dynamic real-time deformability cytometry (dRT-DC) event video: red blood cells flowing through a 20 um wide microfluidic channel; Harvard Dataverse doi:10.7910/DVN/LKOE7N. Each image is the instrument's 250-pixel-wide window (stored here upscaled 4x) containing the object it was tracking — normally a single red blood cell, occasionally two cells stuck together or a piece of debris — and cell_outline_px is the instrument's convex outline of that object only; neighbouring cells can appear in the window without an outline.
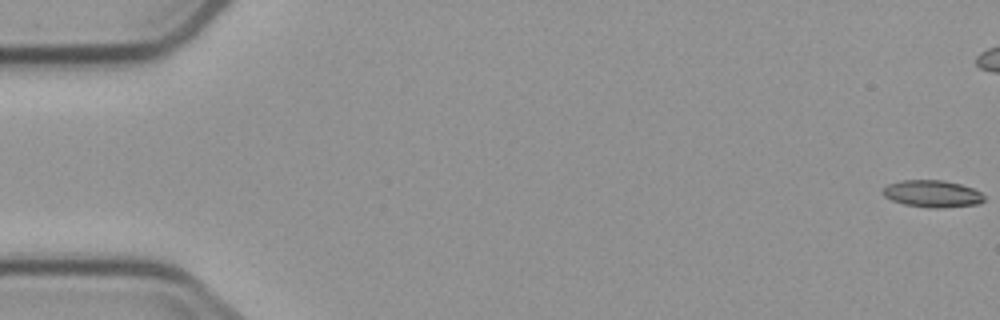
{"species": "common noctule bat (a hibernating species)", "species_latin": "Nyctalus noctula", "temperature_condition": "cold", "stored_images_in_passage": 7, "segment_of_instrument_passage": [1, 2], "camera_frame_rate_fps": 3000, "um_per_image_px": 0.085, "animal": {"sex": "male", "body_mass_g": 23.1, "forearm_length_mm": 52.7}, "frame": {"image": 1, "passage_image": 1, "time_ms": 0.0, "image_size_px": [1000, 320], "cell_outline_px": [[984, 200], [980, 204], [940, 208], [932, 208], [904, 204], [892, 200], [884, 196], [880, 192], [888, 184], [900, 180], [944, 180], [960, 184], [972, 188], [980, 192], [984, 196]], "centroid_in_image_um": [79.24, 16.46], "position_along_channel_um": 5.8, "area_um2": 16.01}}
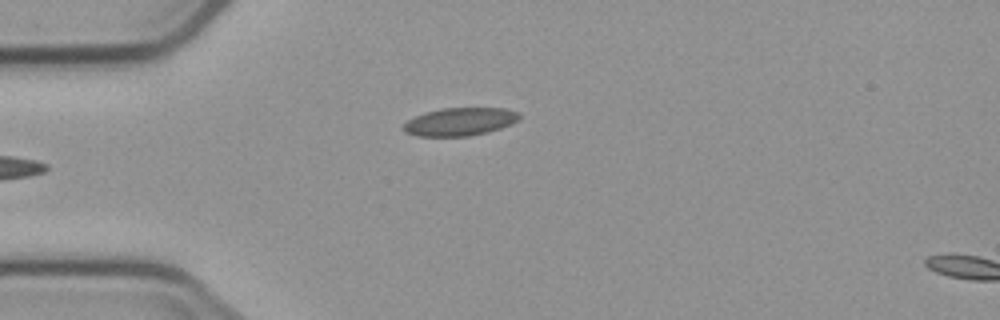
{"frame": {"image": 2, "passage_image": 6, "time_ms": 6.333, "image_size_px": [1000, 320], "cell_outline_px": [[520, 116], [516, 120], [500, 128], [488, 132], [468, 136], [416, 136], [404, 132], [400, 128], [408, 120], [424, 112], [440, 108], [508, 108], [520, 112]], "centroid_in_image_um": [39.05, 10.34], "position_along_channel_um": 46.0, "area_um2": 18.96}}